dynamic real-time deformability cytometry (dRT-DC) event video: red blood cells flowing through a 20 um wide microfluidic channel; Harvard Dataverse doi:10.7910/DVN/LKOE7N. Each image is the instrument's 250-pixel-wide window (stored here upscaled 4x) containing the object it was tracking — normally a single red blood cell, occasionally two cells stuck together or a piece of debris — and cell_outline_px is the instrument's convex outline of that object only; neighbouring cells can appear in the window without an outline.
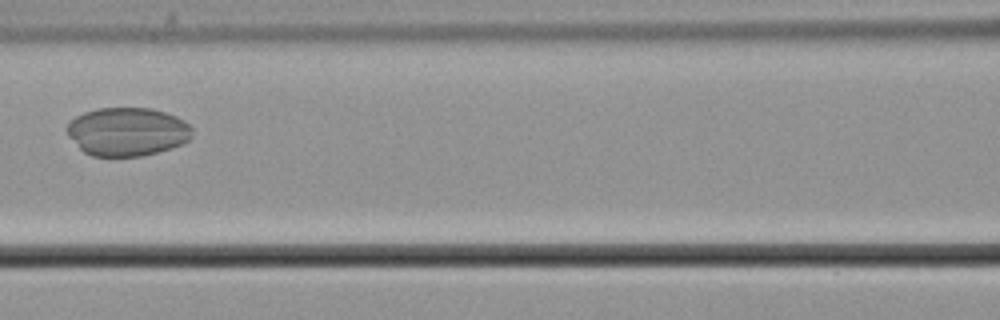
{"species": "common noctule bat (a hibernating species)", "species_latin": "Nyctalus noctula", "temperature_condition": "cold", "stored_images_in_passage": 6, "camera_frame_rate_fps": 3000, "um_per_image_px": 0.085, "animal": {"sex": "male", "body_mass_g": 21.5, "forearm_length_mm": 52.0}, "frame": {"image": 1, "passage_image": 6, "time_ms": 1.667, "image_size_px": [1000, 320], "cell_outline_px": [[192, 136], [184, 144], [172, 148], [140, 156], [92, 156], [84, 152], [68, 136], [64, 128], [76, 116], [84, 112], [100, 108], [152, 108], [176, 116], [184, 120], [192, 128]], "centroid_in_image_um": [10.82, 11.19], "position_along_channel_um": 155.8, "area_um2": 35.49}}